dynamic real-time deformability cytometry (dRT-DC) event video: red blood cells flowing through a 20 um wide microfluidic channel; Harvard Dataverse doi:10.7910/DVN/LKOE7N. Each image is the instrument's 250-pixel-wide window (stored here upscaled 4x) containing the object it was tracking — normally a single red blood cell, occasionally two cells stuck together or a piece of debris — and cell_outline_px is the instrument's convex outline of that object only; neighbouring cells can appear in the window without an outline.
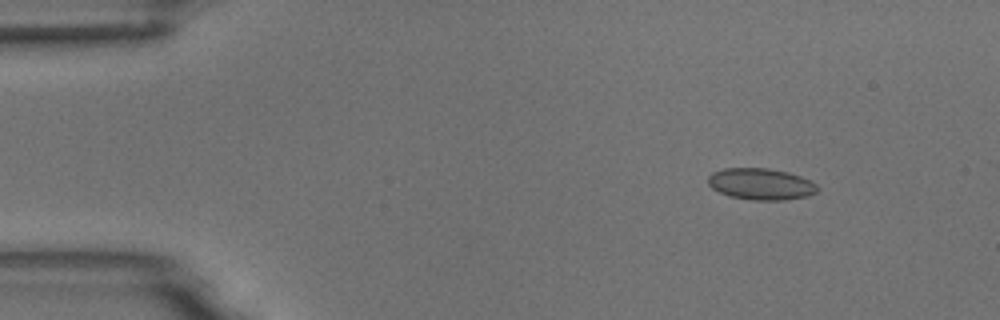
{"species": "common noctule bat (a hibernating species)", "species_latin": "Nyctalus noctula", "temperature_condition": "room temperature", "stored_images_in_passage": 9, "camera_frame_rate_fps": 3000, "um_per_image_px": 0.085, "animal": {"sex": "male", "body_mass_g": 18.8}, "frame": {"image": 1, "passage_image": 2, "time_ms": 0.333, "image_size_px": [1000, 320], "cell_outline_px": [[816, 192], [808, 196], [784, 200], [752, 200], [728, 196], [712, 188], [708, 184], [708, 176], [712, 172], [724, 168], [768, 168], [788, 172], [800, 176], [816, 184]], "centroid_in_image_um": [64.64, 15.64], "position_along_channel_um": 20.4, "area_um2": 20.06}}
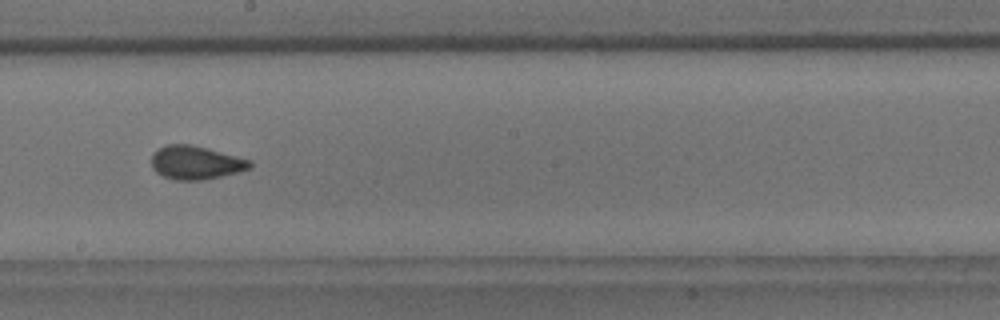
{"frame": {"image": 2, "passage_image": 9, "time_ms": 2.667, "image_size_px": [1000, 320], "cell_outline_px": [[252, 164], [248, 168], [240, 172], [204, 180], [176, 180], [164, 176], [156, 172], [152, 168], [152, 152], [168, 144], [188, 144], [208, 148], [252, 160]], "centroid_in_image_um": [16.65, 13.82], "position_along_channel_um": 231.6, "area_um2": 19.25}}